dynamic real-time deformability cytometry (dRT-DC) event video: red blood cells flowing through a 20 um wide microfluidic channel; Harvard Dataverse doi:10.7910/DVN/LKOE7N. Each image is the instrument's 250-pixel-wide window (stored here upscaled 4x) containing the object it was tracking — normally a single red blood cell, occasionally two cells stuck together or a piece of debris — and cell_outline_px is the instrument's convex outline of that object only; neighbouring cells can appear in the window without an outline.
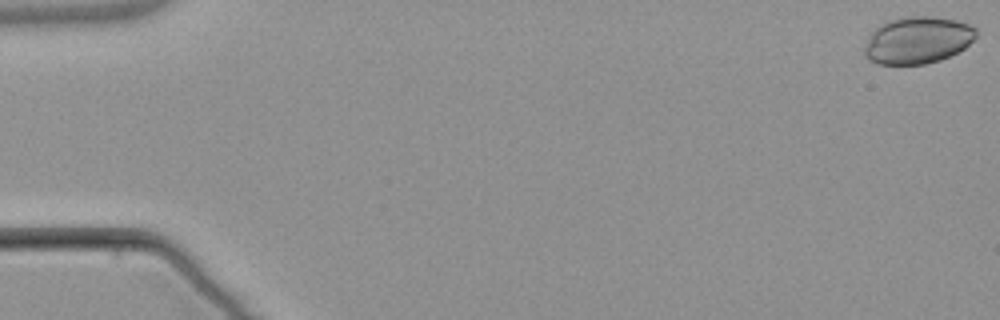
{"species": "common noctule bat (a hibernating species)", "species_latin": "Nyctalus noctula", "temperature_condition": "warm", "stored_images_in_passage": 4, "camera_frame_rate_fps": 3000, "um_per_image_px": 0.085, "animal": {"sex": "male", "body_mass_g": 21.5, "forearm_length_mm": 52.0}, "frame": {"image": 1, "passage_image": 1, "time_ms": 0.0, "image_size_px": [1000, 320], "cell_outline_px": [[976, 36], [964, 48], [940, 60], [924, 64], [876, 64], [868, 60], [864, 52], [864, 48], [868, 36], [880, 24], [888, 20], [904, 16], [928, 16], [956, 20], [968, 24], [976, 28]], "centroid_in_image_um": [77.96, 3.41], "position_along_channel_um": 7.0, "area_um2": 30.58}}